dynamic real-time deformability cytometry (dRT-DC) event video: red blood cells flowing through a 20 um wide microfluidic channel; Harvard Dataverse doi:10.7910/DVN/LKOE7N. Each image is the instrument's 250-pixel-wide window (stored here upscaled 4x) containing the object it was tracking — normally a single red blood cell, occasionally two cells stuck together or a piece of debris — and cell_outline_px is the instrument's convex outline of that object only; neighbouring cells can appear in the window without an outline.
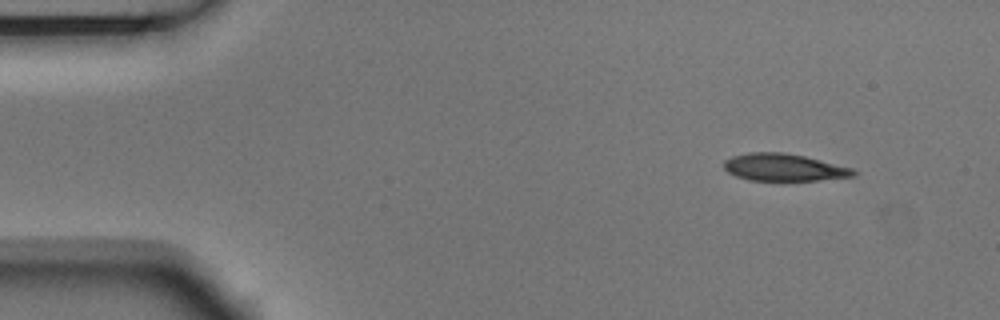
{"species": "Egyptian fruit bat (a non-hibernating species)", "species_latin": "Rousettus aegyptiacus", "temperature_condition": "room temperature", "stored_images_in_passage": 3, "camera_frame_rate_fps": 3000, "um_per_image_px": 0.085, "animal": {"sex": "male"}, "frame": {"image": 1, "passage_image": 1, "time_ms": 0.0, "image_size_px": [1000, 320], "cell_outline_px": [[860, 172], [856, 176], [820, 180], [748, 180], [736, 176], [728, 172], [724, 168], [724, 160], [732, 156], [748, 152], [780, 152], [804, 156], [856, 168]], "centroid_in_image_um": [66.7, 14.23], "position_along_channel_um": 18.3, "area_um2": 20.81}}